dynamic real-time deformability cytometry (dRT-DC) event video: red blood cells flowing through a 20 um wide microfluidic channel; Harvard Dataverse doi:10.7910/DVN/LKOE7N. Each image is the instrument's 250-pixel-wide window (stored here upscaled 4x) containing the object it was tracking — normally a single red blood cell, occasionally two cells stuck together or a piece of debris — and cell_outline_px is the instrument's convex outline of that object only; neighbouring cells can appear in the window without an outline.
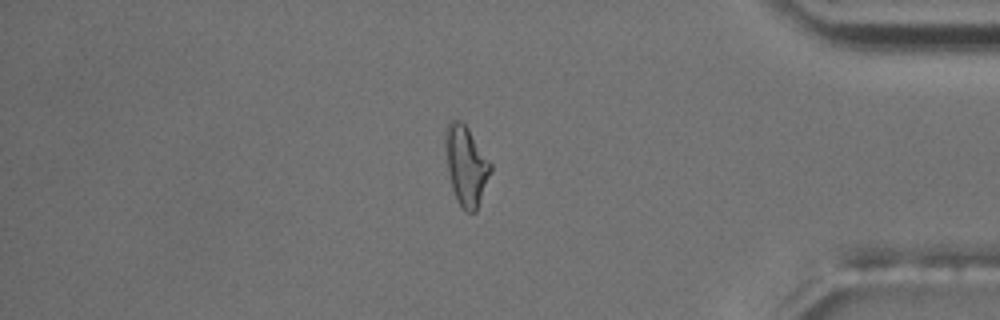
{"species": "common noctule bat (a hibernating species)", "species_latin": "Nyctalus noctula", "temperature_condition": "room temperature", "stored_images_in_passage": 55, "camera_frame_rate_fps": 3000, "um_per_image_px": 0.085, "animal": {"sex": "male", "body_mass_g": 17.5, "forearm_length_mm": 52.3}, "frame": {"image": 1, "passage_image": 47, "time_ms": 15.333, "image_size_px": [1000, 320], "cell_outline_px": [[492, 168], [476, 212], [464, 212], [456, 200], [452, 188], [448, 172], [444, 144], [444, 132], [448, 120], [460, 120], [468, 128], [492, 164]], "centroid_in_image_um": [39.59, 14.06], "position_along_channel_um": 395.6, "area_um2": 21.1}, "authors_computed_cell_mechanics": {"area_um2": 18.8428, "velocity_mm_per_s": 3.6841, "shape_relaxation_time_tau1_ms": 6.3748, "shape_relaxation_time_tau2_ms": 3.0733, "deformation_change_tau1": 0.1945, "deformation_change_tau2": 0.0971}}